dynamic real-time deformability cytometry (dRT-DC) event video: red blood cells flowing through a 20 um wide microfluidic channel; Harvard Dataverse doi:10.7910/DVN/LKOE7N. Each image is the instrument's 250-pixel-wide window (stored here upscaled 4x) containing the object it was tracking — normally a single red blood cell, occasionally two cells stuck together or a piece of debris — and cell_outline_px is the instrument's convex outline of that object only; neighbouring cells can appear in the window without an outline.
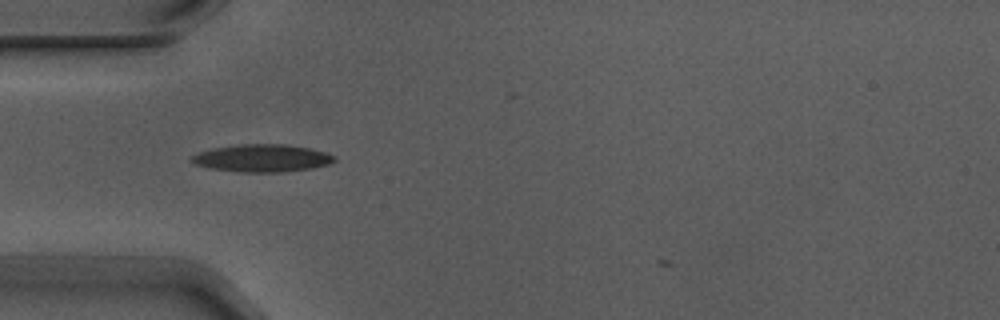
{"species": "Egyptian fruit bat (a non-hibernating species)", "species_latin": "Rousettus aegyptiacus", "temperature_condition": "warm", "stored_images_in_passage": 2, "camera_frame_rate_fps": 3000, "um_per_image_px": 0.085, "animal": {"sex": "male"}, "frame": {"image": 1, "passage_image": 1, "time_ms": 0.0, "image_size_px": [1000, 320], "cell_outline_px": [[336, 160], [328, 164], [312, 168], [284, 172], [240, 172], [208, 168], [196, 164], [188, 160], [192, 156], [200, 152], [212, 148], [244, 144], [280, 144], [308, 148], [324, 152], [336, 156]], "centroid_in_image_um": [22.26, 13.45], "position_along_channel_um": 62.7, "area_um2": 22.77}}